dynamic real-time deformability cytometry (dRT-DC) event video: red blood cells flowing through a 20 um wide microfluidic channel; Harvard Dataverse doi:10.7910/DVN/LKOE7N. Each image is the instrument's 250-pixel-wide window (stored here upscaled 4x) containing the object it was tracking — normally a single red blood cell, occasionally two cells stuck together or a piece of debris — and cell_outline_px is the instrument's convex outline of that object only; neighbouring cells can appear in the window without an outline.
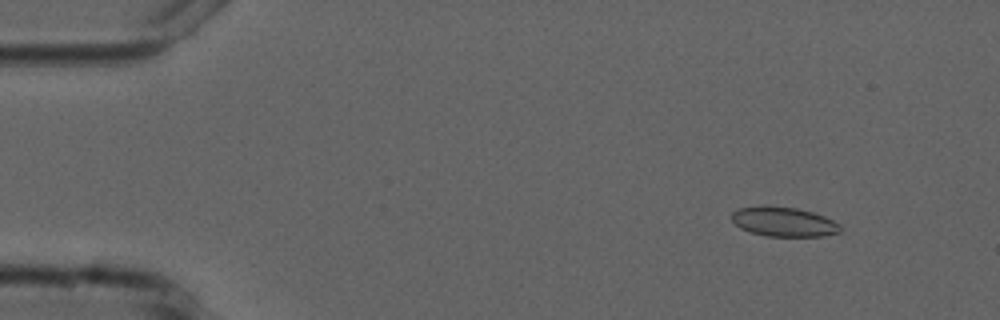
{"species": "common noctule bat (a hibernating species)", "species_latin": "Nyctalus noctula", "temperature_condition": "cold", "stored_images_in_passage": 5, "camera_frame_rate_fps": 3000, "um_per_image_px": 0.085, "animal": {"sex": "male", "forearm_length_mm": 52.5}, "frame": {"image": 1, "passage_image": 2, "time_ms": 1.0, "image_size_px": [1000, 320], "cell_outline_px": [[840, 232], [824, 236], [764, 236], [740, 228], [732, 220], [732, 212], [740, 208], [764, 204], [796, 208], [812, 212], [824, 216], [840, 224]], "centroid_in_image_um": [66.6, 18.83], "position_along_channel_um": 18.4, "area_um2": 18.79}}
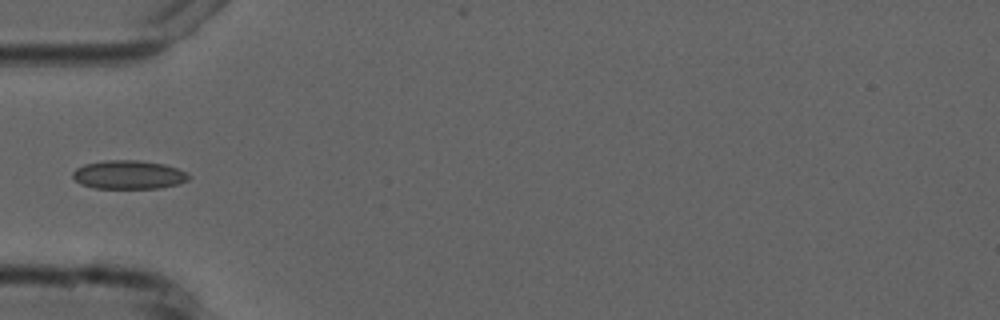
{"frame": {"image": 2, "passage_image": 4, "time_ms": 5.0, "image_size_px": [1000, 320], "cell_outline_px": [[192, 176], [188, 180], [180, 184], [160, 188], [96, 188], [80, 184], [72, 176], [72, 172], [76, 168], [84, 164], [104, 160], [136, 160], [164, 164], [176, 168]], "centroid_in_image_um": [10.93, 14.85], "position_along_channel_um": 74.1, "area_um2": 19.42}}
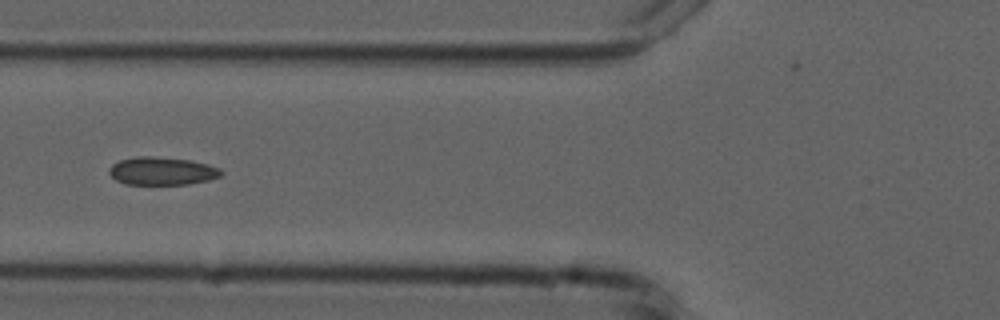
{"frame": {"image": 3, "passage_image": 5, "time_ms": 6.0, "image_size_px": [1000, 320], "cell_outline_px": [[224, 172], [220, 176], [208, 180], [188, 184], [124, 184], [116, 180], [108, 172], [108, 168], [112, 164], [120, 160], [136, 156], [152, 156], [188, 160], [208, 164], [220, 168]], "centroid_in_image_um": [13.75, 14.53], "position_along_channel_um": 112.0, "area_um2": 18.26}}